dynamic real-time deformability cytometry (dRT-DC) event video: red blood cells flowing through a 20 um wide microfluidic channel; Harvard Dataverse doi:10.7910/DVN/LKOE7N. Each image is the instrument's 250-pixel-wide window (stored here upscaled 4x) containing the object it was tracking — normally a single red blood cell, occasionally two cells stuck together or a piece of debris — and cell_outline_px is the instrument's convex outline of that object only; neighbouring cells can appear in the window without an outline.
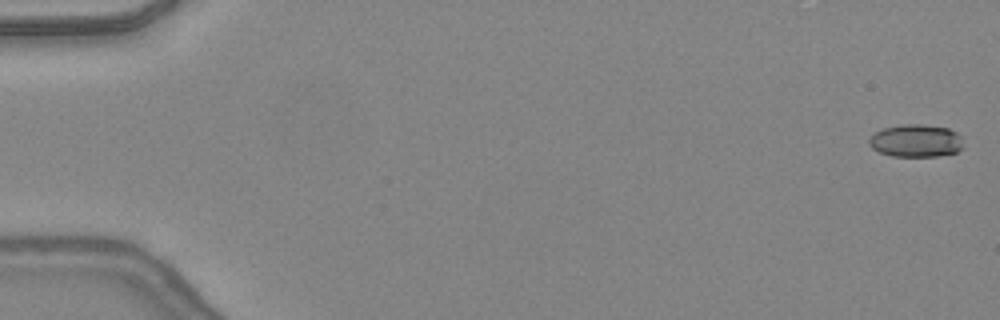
{"species": "common noctule bat (a hibernating species)", "species_latin": "Nyctalus noctula", "temperature_condition": "warm", "stored_images_in_passage": 48, "camera_frame_rate_fps": 3000, "um_per_image_px": 0.085, "animal": {"sex": "female", "body_mass_g": 24.6, "forearm_length_mm": 56.2}, "frame": {"image": 1, "passage_image": 1, "time_ms": 0.0, "image_size_px": [1000, 320], "cell_outline_px": [[964, 148], [956, 152], [940, 156], [892, 156], [880, 152], [872, 148], [868, 144], [868, 140], [876, 132], [884, 128], [904, 124], [924, 124], [948, 128], [956, 132], [960, 136]], "centroid_in_image_um": [77.87, 11.96], "position_along_channel_um": 7.1, "area_um2": 17.98}}
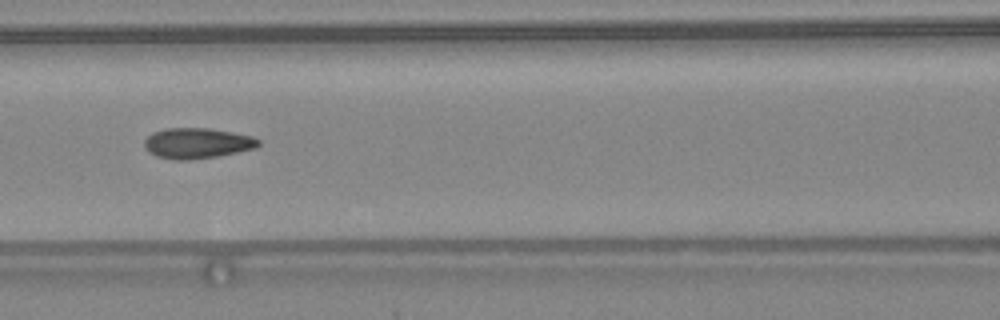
{"frame": {"image": 2, "passage_image": 22, "time_ms": 7.0, "image_size_px": [1000, 320], "cell_outline_px": [[260, 144], [256, 148], [216, 156], [188, 160], [176, 160], [156, 156], [148, 152], [144, 144], [144, 140], [152, 132], [164, 128], [208, 128], [232, 132], [252, 136], [260, 140]], "centroid_in_image_um": [16.73, 12.16], "position_along_channel_um": 149.9, "area_um2": 20.29}}
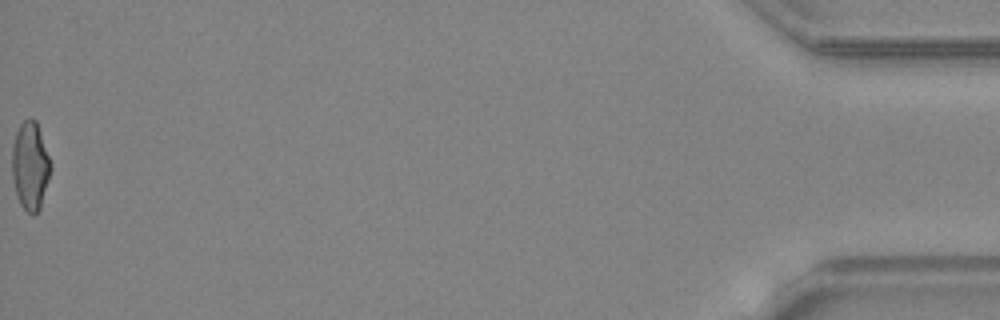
{"frame": {"image": 3, "passage_image": 48, "time_ms": 15.667, "image_size_px": [1000, 320], "cell_outline_px": [[52, 168], [40, 208], [32, 216], [20, 204], [16, 196], [12, 176], [12, 144], [16, 132], [20, 124], [24, 120], [32, 116], [36, 120], [52, 164]], "centroid_in_image_um": [2.57, 14.08], "position_along_channel_um": 432.6, "area_um2": 20.06}, "authors_computed_cell_mechanics": {"area_um2": 19.5942, "velocity_mm_per_s": 4.4305, "shape_relaxation_time_tau1_ms": null, "shape_relaxation_time_tau2_ms": 1.5713, "deformation_change_tau1": null, "deformation_change_tau2": 0.0944}}